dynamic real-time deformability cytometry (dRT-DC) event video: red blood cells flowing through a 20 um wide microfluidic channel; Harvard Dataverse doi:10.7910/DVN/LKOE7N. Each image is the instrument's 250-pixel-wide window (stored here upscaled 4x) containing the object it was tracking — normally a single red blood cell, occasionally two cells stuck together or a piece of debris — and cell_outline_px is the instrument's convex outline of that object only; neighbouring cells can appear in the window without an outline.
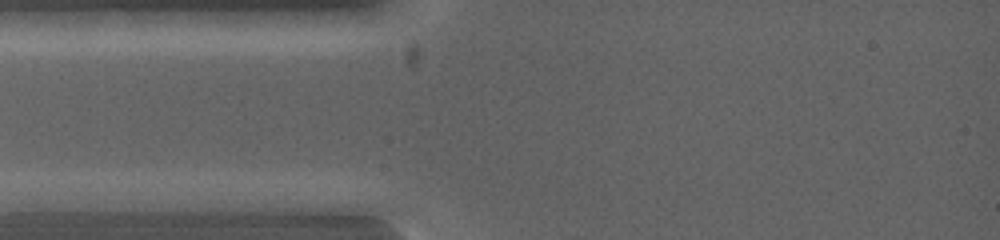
{"species": "common noctule bat (a hibernating species)", "species_latin": "Nyctalus noctula", "temperature_condition": "warm", "stored_images_in_passage": 4, "camera_frame_rate_fps": 5000, "um_per_image_px": 0.085, "animal": {"sex": "female", "body_mass_g": 19.0, "forearm_length_mm": 53.3}, "frame": {"image": 1, "passage_image": 1, "time_ms": 0.0, "image_size_px": [1000, 240], "cell_outline_px": [[120, 200], [76, 212], [20, 212], [16, 200], [24, 196], [36, 192], [80, 192]], "centroid_in_image_um": [5.15, 17.17], "position_along_channel_um": 79.8, "area_um2": 11.27}}